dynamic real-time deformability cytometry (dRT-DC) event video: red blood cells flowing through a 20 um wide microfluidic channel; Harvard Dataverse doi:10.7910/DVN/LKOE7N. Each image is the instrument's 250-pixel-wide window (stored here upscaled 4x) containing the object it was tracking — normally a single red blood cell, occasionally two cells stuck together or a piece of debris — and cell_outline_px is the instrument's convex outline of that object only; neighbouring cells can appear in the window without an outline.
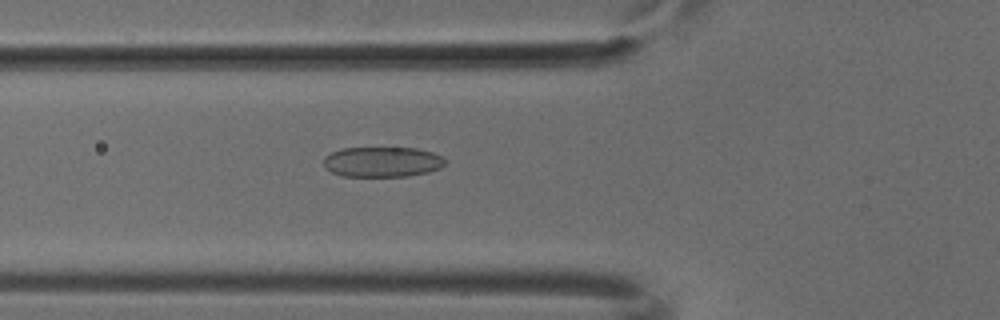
{"species": "common noctule bat (a hibernating species)", "species_latin": "Nyctalus noctula", "temperature_condition": "cold", "stored_images_in_passage": 50, "camera_frame_rate_fps": 3000, "um_per_image_px": 0.085, "animal": {"sex": "male", "body_mass_g": 18.8}, "frame": {"image": 1, "passage_image": 18, "time_ms": 5.667, "image_size_px": [1000, 320], "cell_outline_px": [[448, 160], [440, 168], [428, 172], [408, 176], [340, 176], [324, 168], [324, 156], [340, 148], [416, 148], [432, 152], [444, 156]], "centroid_in_image_um": [32.5, 13.76], "position_along_channel_um": 93.3, "area_um2": 21.62}}
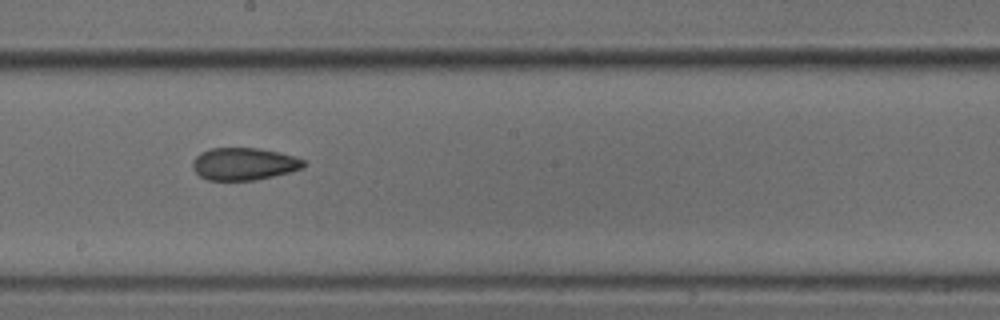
{"frame": {"image": 2, "passage_image": 28, "time_ms": 9.0, "image_size_px": [1000, 320], "cell_outline_px": [[304, 168], [292, 172], [256, 180], [208, 180], [200, 176], [192, 168], [192, 160], [200, 152], [212, 148], [256, 148], [276, 152], [292, 156], [304, 160]], "centroid_in_image_um": [20.71, 13.94], "position_along_channel_um": 227.5, "area_um2": 20.92}}
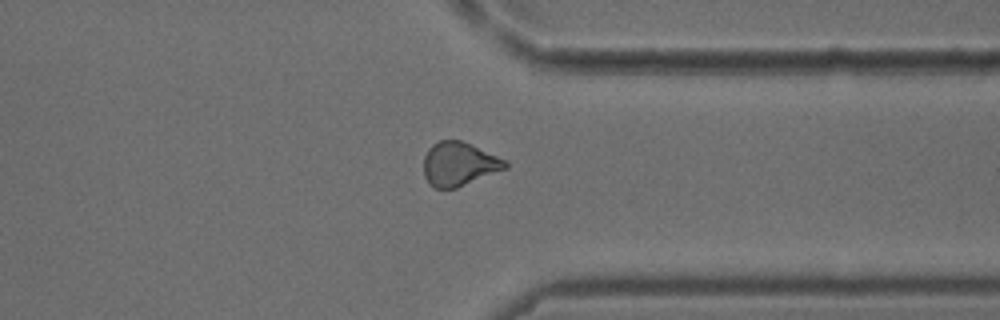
{"frame": {"image": 3, "passage_image": 39, "time_ms": 12.667, "image_size_px": [1000, 320], "cell_outline_px": [[508, 168], [456, 188], [436, 188], [424, 176], [424, 156], [428, 148], [432, 144], [440, 140], [460, 140], [508, 160]], "centroid_in_image_um": [39.04, 13.93], "position_along_channel_um": 372.4, "area_um2": 20.75}}